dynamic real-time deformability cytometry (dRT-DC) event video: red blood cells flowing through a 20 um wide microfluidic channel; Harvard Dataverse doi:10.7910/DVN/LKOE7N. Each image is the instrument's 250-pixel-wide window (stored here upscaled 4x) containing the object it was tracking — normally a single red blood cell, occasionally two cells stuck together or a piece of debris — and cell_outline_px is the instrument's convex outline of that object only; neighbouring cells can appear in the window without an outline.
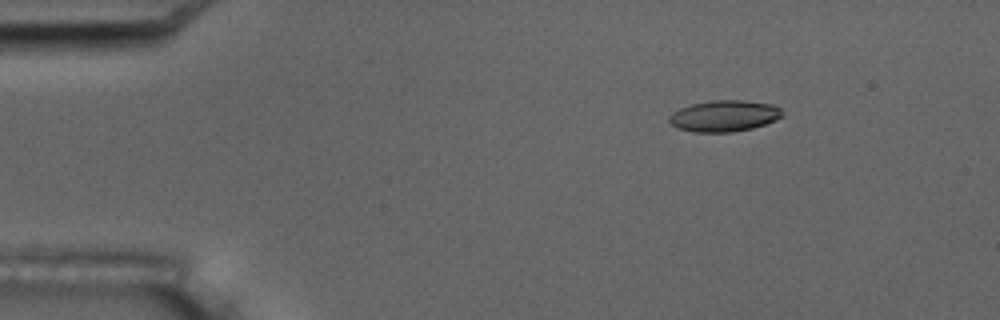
{"species": "common noctule bat (a hibernating species)", "species_latin": "Nyctalus noctula", "temperature_condition": "room temperature", "stored_images_in_passage": 7, "camera_frame_rate_fps": 3000, "um_per_image_px": 0.085, "animal": {"sex": "male", "body_mass_g": 17.5, "forearm_length_mm": 52.3}, "frame": {"image": 1, "passage_image": 2, "time_ms": 1.333, "image_size_px": [1000, 320], "cell_outline_px": [[784, 116], [776, 120], [752, 128], [732, 132], [692, 132], [676, 128], [668, 120], [668, 116], [672, 112], [680, 108], [692, 104], [712, 100], [744, 100], [772, 104], [780, 108]], "centroid_in_image_um": [61.54, 9.85], "position_along_channel_um": 23.5, "area_um2": 20.75}}